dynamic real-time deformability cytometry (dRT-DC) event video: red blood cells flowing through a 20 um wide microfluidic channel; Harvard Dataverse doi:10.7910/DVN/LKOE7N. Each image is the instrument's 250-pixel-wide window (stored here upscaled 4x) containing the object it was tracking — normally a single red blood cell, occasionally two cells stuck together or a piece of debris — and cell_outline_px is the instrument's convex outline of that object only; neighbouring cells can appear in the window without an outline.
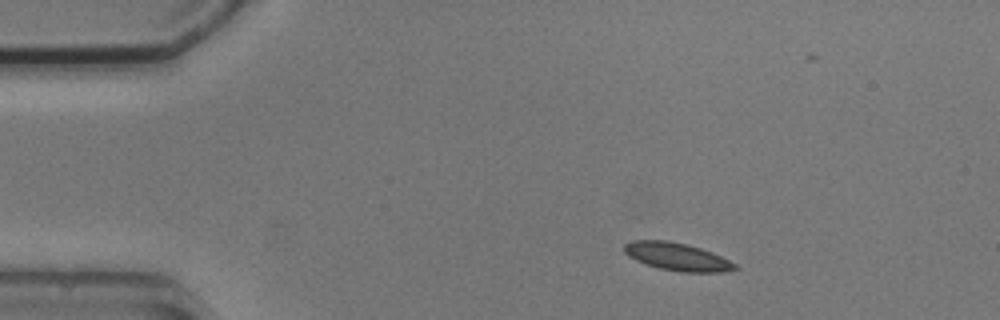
{"species": "common noctule bat (a hibernating species)", "species_latin": "Nyctalus noctula", "temperature_condition": "cold", "stored_images_in_passage": 3, "camera_frame_rate_fps": 3000, "um_per_image_px": 0.085, "animal": {"sex": "male", "body_mass_g": 20.5, "forearm_length_mm": 52.5}, "frame": {"image": 1, "passage_image": 1, "time_ms": 0.0, "image_size_px": [1000, 320], "cell_outline_px": [[740, 268], [720, 272], [680, 272], [660, 268], [636, 260], [628, 256], [624, 252], [624, 244], [632, 240], [668, 240], [688, 244], [712, 252], [736, 264]], "centroid_in_image_um": [57.55, 21.81], "position_along_channel_um": 27.5, "area_um2": 17.86}}